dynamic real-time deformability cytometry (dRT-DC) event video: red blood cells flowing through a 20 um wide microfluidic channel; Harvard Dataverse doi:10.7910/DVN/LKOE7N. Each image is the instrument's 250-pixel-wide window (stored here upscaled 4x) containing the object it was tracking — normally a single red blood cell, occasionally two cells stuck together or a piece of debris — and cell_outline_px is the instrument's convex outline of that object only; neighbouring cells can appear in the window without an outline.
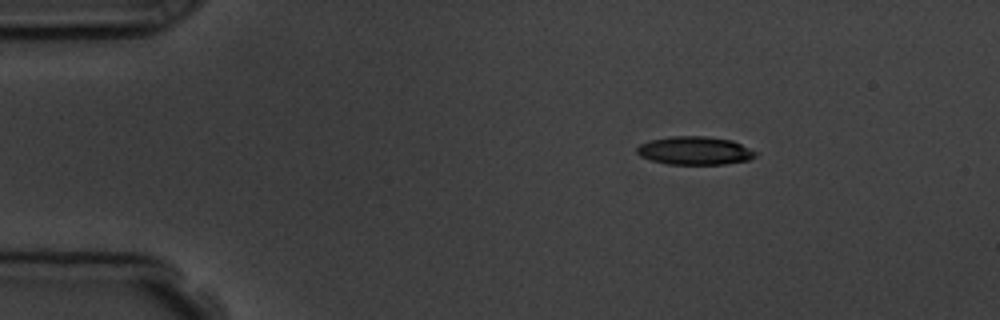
{"species": "common noctule bat (a hibernating species)", "species_latin": "Nyctalus noctula", "temperature_condition": "room temperature", "stored_images_in_passage": 3, "camera_frame_rate_fps": 3000, "um_per_image_px": 0.085, "animal": {"sex": "male", "body_mass_g": 19.5, "forearm_length_mm": 54.6}, "frame": {"image": 1, "passage_image": 1, "time_ms": 0.0, "image_size_px": [1000, 320], "cell_outline_px": [[756, 156], [748, 160], [724, 164], [668, 164], [652, 160], [640, 156], [636, 152], [636, 148], [640, 144], [652, 140], [672, 136], [704, 136], [732, 140], [756, 152]], "centroid_in_image_um": [59.04, 12.8], "position_along_channel_um": 26.0, "area_um2": 19.31}}